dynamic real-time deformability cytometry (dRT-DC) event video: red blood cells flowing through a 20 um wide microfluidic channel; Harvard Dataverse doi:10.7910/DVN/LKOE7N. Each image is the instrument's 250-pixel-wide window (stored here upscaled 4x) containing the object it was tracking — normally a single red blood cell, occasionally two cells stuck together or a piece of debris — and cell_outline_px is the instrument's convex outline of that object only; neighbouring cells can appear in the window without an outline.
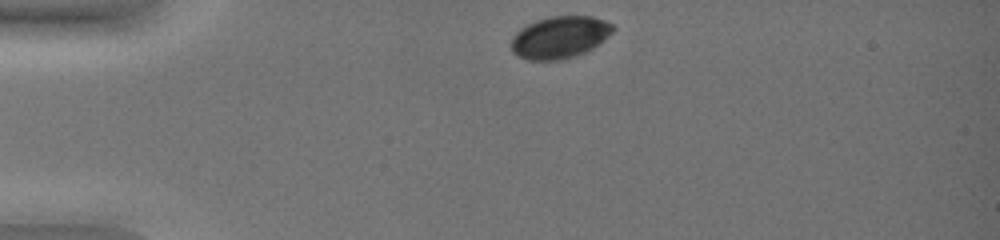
{"species": "common noctule bat (a hibernating species)", "species_latin": "Nyctalus noctula", "temperature_condition": "warm", "stored_images_in_passage": 5, "camera_frame_rate_fps": 3000, "um_per_image_px": 0.085, "animal": {"sex": "female", "body_mass_g": 19.0, "forearm_length_mm": 51.5}, "frame": {"image": 1, "passage_image": 1, "time_ms": 0.0, "image_size_px": [1000, 240], "cell_outline_px": [[616, 28], [608, 36], [592, 48], [576, 56], [560, 60], [528, 60], [512, 52], [512, 36], [520, 28], [536, 20], [552, 16], [592, 16], [604, 20], [612, 24]], "centroid_in_image_um": [47.58, 3.16], "position_along_channel_um": 37.4, "area_um2": 24.85}}